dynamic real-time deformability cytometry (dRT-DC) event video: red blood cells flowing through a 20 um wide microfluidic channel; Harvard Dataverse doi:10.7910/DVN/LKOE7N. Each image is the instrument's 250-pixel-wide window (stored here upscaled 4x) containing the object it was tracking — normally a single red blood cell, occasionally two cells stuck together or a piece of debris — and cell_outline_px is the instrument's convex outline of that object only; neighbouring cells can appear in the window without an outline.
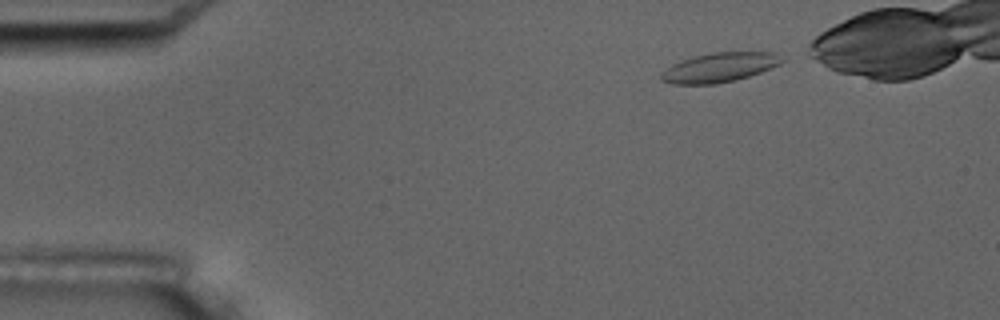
{"species": "common noctule bat (a hibernating species)", "species_latin": "Nyctalus noctula", "temperature_condition": "room temperature", "stored_images_in_passage": 5, "camera_frame_rate_fps": 3000, "um_per_image_px": 0.085, "animal": {"sex": "male", "body_mass_g": 17.5, "forearm_length_mm": 52.3}, "frame": {"image": 1, "passage_image": 1, "time_ms": 0.0, "image_size_px": [1000, 320], "cell_outline_px": [[784, 60], [780, 64], [772, 68], [736, 80], [716, 84], [672, 84], [660, 80], [660, 72], [672, 64], [680, 60], [692, 56], [712, 52], [776, 52]], "centroid_in_image_um": [61.12, 5.73], "position_along_channel_um": 23.9, "area_um2": 20.92}}